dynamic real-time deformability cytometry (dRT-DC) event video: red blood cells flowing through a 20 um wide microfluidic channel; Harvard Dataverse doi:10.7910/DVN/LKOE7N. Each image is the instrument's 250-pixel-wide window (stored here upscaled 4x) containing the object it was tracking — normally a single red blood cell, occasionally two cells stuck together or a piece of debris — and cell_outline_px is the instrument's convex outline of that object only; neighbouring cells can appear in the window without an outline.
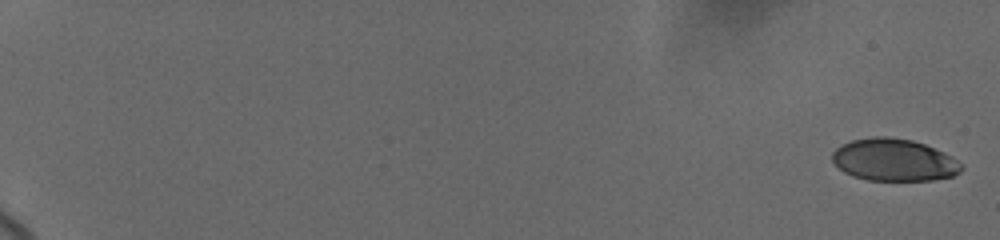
{"species": "human", "species_latin": "Homo sapiens", "temperature_condition": "cold", "stored_images_in_passage": 25, "camera_frame_rate_fps": 3000, "um_per_image_px": 0.085, "donor": {"sex": "female"}, "frame": {"image": 1, "passage_image": 1, "time_ms": 0.0, "image_size_px": [1000, 240], "cell_outline_px": [[964, 168], [960, 172], [952, 176], [932, 180], [868, 180], [852, 176], [844, 172], [832, 160], [832, 152], [840, 144], [852, 140], [872, 136], [888, 136], [912, 140], [924, 144], [944, 152], [952, 156], [964, 164]], "centroid_in_image_um": [76.0, 13.59], "position_along_channel_um": 9.0, "area_um2": 32.02}}
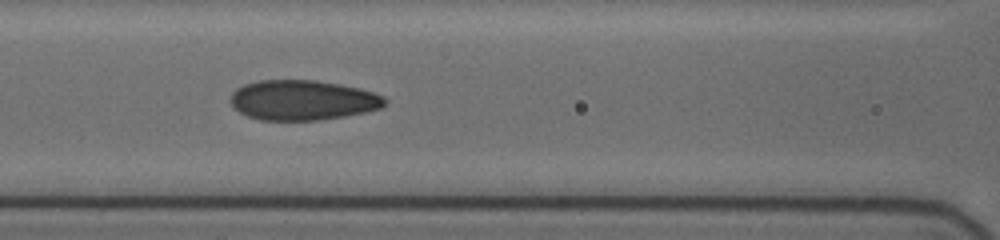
{"frame": {"image": 2, "passage_image": 15, "time_ms": 9.667, "image_size_px": [1000, 240], "cell_outline_px": [[388, 100], [380, 108], [364, 112], [344, 116], [316, 120], [260, 120], [248, 116], [232, 108], [228, 100], [232, 92], [236, 88], [244, 84], [260, 80], [316, 80], [340, 84], [360, 88], [384, 96]], "centroid_in_image_um": [25.68, 8.5], "position_along_channel_um": 140.9, "area_um2": 36.18}}
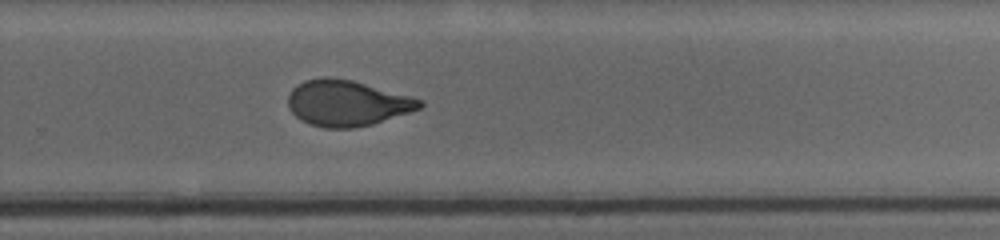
{"frame": {"image": 3, "passage_image": 25, "time_ms": 14.0, "image_size_px": [1000, 240], "cell_outline_px": [[424, 104], [420, 108], [372, 124], [352, 128], [324, 128], [308, 124], [300, 120], [288, 108], [288, 96], [292, 88], [304, 80], [324, 76], [332, 76], [352, 80], [424, 100]], "centroid_in_image_um": [29.45, 8.75], "position_along_channel_um": 300.4, "area_um2": 35.2}}